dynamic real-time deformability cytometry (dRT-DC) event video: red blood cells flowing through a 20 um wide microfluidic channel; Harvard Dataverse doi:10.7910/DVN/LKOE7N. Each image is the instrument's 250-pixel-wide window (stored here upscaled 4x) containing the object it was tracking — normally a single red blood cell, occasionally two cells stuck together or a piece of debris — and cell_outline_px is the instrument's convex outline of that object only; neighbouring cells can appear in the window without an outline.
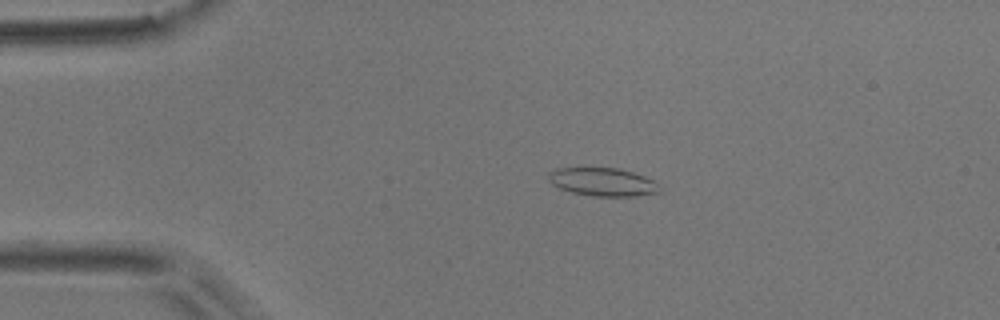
{"species": "common noctule bat (a hibernating species)", "species_latin": "Nyctalus noctula", "temperature_condition": "room temperature", "stored_images_in_passage": 4, "camera_frame_rate_fps": 3000, "um_per_image_px": 0.085, "animal": {"sex": "male", "body_mass_g": 17.9}, "frame": {"image": 1, "passage_image": 3, "time_ms": 0.667, "image_size_px": [1000, 320], "cell_outline_px": [[660, 192], [636, 196], [592, 196], [572, 192], [560, 188], [552, 184], [548, 180], [548, 172], [556, 168], [620, 168], [644, 176], [652, 180], [656, 184]], "centroid_in_image_um": [51.19, 15.46], "position_along_channel_um": 33.8, "area_um2": 18.15}}